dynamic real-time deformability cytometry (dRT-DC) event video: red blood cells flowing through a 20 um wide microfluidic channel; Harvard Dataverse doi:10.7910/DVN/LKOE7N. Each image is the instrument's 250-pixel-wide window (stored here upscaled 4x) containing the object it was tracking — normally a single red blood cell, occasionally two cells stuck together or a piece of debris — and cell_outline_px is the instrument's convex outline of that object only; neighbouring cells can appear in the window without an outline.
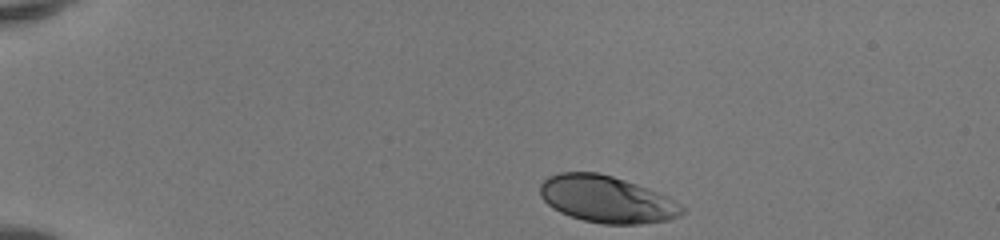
{"species": "human", "species_latin": "Homo sapiens", "temperature_condition": "room temperature", "stored_images_in_passage": 36, "camera_frame_rate_fps": 3000, "um_per_image_px": 0.085, "donor": {"sex": "female"}, "frame": {"image": 1, "passage_image": 1, "time_ms": 0.0, "image_size_px": [1000, 240], "cell_outline_px": [[684, 212], [680, 216], [668, 220], [640, 224], [604, 224], [584, 220], [560, 212], [552, 208], [540, 196], [540, 184], [548, 176], [560, 172], [596, 172], [612, 176], [648, 188], [668, 196], [680, 204], [684, 208]], "centroid_in_image_um": [51.58, 16.94], "position_along_channel_um": 33.4, "area_um2": 38.73}}
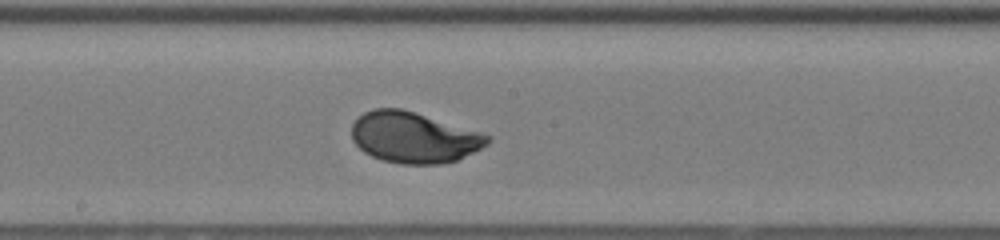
{"frame": {"image": 2, "passage_image": 20, "time_ms": 6.333, "image_size_px": [1000, 240], "cell_outline_px": [[492, 140], [488, 144], [456, 160], [440, 164], [400, 164], [384, 160], [372, 156], [364, 152], [352, 140], [352, 124], [364, 112], [372, 108], [400, 108], [480, 132], [492, 136]], "centroid_in_image_um": [35.16, 11.68], "position_along_channel_um": 213.0, "area_um2": 39.94}}
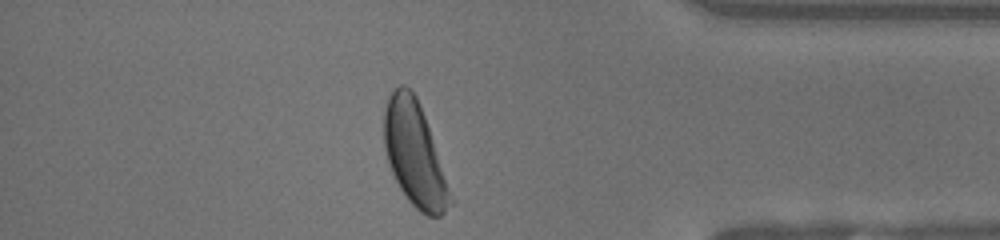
{"frame": {"image": 3, "passage_image": 35, "time_ms": 11.333, "image_size_px": [1000, 240], "cell_outline_px": [[456, 200], [440, 216], [428, 216], [420, 212], [408, 200], [400, 188], [392, 172], [384, 148], [384, 108], [392, 92], [400, 84], [404, 84], [416, 96], [420, 104]], "centroid_in_image_um": [35.28, 13.14], "position_along_channel_um": 399.9, "area_um2": 40.34}, "authors_computed_cell_mechanics": {"area_um2": 39.6797, "velocity_mm_per_s": 4.1285, "shape_relaxation_time_tau1_ms": 2.4671, "shape_relaxation_time_tau2_ms": null, "deformation_change_tau1": 0.1726, "deformation_change_tau2": null}}